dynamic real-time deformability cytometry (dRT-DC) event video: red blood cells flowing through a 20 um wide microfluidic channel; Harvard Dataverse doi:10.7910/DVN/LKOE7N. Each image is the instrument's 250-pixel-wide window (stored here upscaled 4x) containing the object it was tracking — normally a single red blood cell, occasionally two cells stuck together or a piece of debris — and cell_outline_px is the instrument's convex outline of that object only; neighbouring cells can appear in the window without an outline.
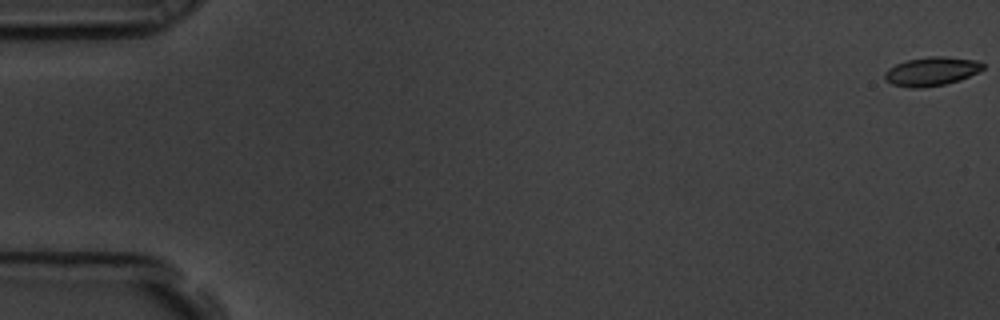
{"species": "common noctule bat (a hibernating species)", "species_latin": "Nyctalus noctula", "temperature_condition": "room temperature", "stored_images_in_passage": 58, "camera_frame_rate_fps": 3000, "um_per_image_px": 0.085, "animal": {"sex": "male", "body_mass_g": 19.5, "forearm_length_mm": 54.6}, "frame": {"image": 1, "passage_image": 1, "time_ms": 0.0, "image_size_px": [1000, 320], "cell_outline_px": [[984, 68], [960, 80], [944, 84], [924, 88], [912, 88], [892, 84], [884, 80], [884, 72], [888, 68], [896, 64], [908, 60], [928, 56], [940, 56], [976, 60], [984, 64]], "centroid_in_image_um": [79.13, 6.07], "position_along_channel_um": 5.9, "area_um2": 16.42}}
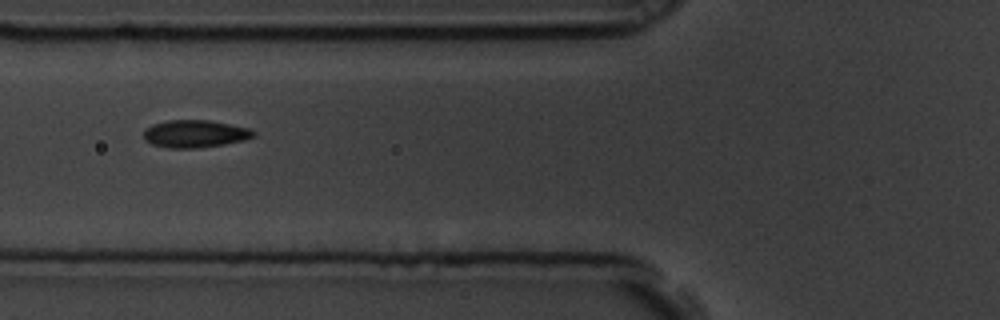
{"frame": {"image": 2, "passage_image": 23, "time_ms": 7.333, "image_size_px": [1000, 320], "cell_outline_px": [[256, 136], [244, 140], [224, 144], [196, 148], [168, 148], [152, 144], [144, 140], [144, 132], [152, 124], [168, 120], [208, 120], [252, 128], [256, 132]], "centroid_in_image_um": [16.61, 11.37], "position_along_channel_um": 109.2, "area_um2": 17.69}}
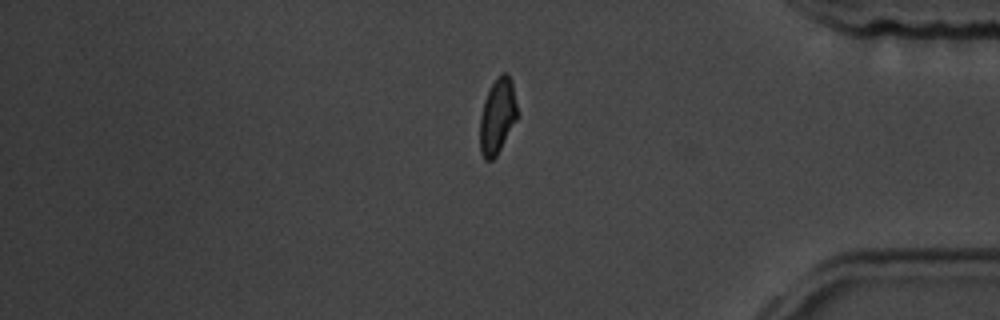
{"frame": {"image": 3, "passage_image": 49, "time_ms": 16.0, "image_size_px": [1000, 320], "cell_outline_px": [[516, 120], [496, 156], [492, 160], [484, 160], [480, 152], [480, 116], [484, 100], [496, 76], [500, 72], [508, 72], [512, 80], [516, 104]], "centroid_in_image_um": [42.26, 9.84], "position_along_channel_um": 392.9, "area_um2": 16.36}, "authors_computed_cell_mechanics": {"area_um2": 16.762, "velocity_mm_per_s": 3.5739, "shape_relaxation_time_tau1_ms": 4.0639, "shape_relaxation_time_tau2_ms": 1.2239, "deformation_change_tau1": 0.1351, "deformation_change_tau2": 0.0585}}